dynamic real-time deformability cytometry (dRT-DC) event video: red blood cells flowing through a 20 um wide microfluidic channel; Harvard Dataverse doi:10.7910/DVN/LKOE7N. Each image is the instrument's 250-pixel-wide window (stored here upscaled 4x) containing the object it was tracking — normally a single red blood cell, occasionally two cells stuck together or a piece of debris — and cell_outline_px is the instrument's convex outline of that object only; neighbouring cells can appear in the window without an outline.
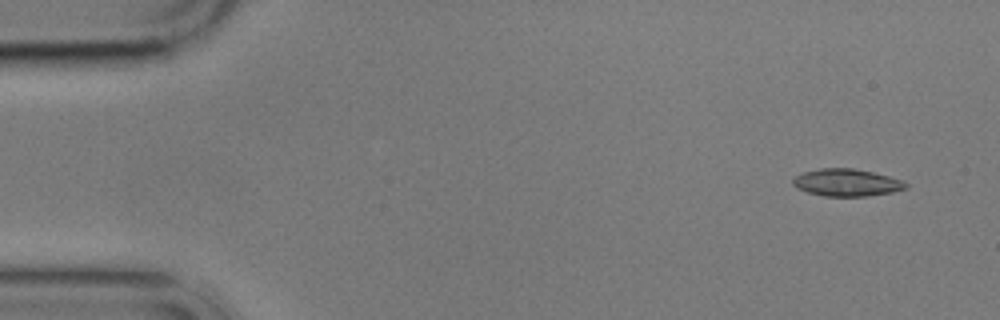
{"species": "common noctule bat (a hibernating species)", "species_latin": "Nyctalus noctula", "temperature_condition": "cold", "stored_images_in_passage": 6, "camera_frame_rate_fps": 3000, "um_per_image_px": 0.085, "animal": {"sex": "male", "body_mass_g": 17.9}, "frame": {"image": 1, "passage_image": 2, "time_ms": 1.0, "image_size_px": [1000, 320], "cell_outline_px": [[908, 188], [892, 192], [868, 196], [824, 196], [808, 192], [796, 188], [792, 184], [792, 180], [796, 176], [804, 172], [820, 168], [852, 168], [872, 172], [888, 176], [900, 180], [908, 184]], "centroid_in_image_um": [71.95, 15.52], "position_along_channel_um": 13.0, "area_um2": 17.86}}
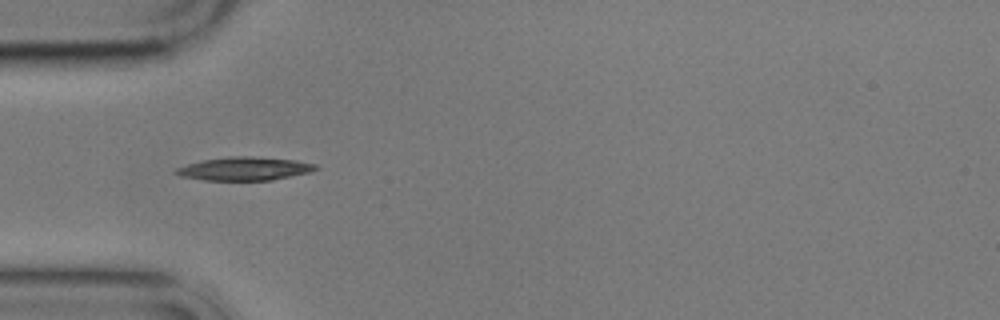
{"frame": {"image": 2, "passage_image": 5, "time_ms": 5.667, "image_size_px": [1000, 320], "cell_outline_px": [[320, 168], [308, 172], [272, 180], [204, 180], [180, 176], [172, 172], [176, 168], [188, 164], [204, 160], [228, 156], [252, 156], [296, 160], [316, 164]], "centroid_in_image_um": [20.77, 14.33], "position_along_channel_um": 64.2, "area_um2": 18.96}}